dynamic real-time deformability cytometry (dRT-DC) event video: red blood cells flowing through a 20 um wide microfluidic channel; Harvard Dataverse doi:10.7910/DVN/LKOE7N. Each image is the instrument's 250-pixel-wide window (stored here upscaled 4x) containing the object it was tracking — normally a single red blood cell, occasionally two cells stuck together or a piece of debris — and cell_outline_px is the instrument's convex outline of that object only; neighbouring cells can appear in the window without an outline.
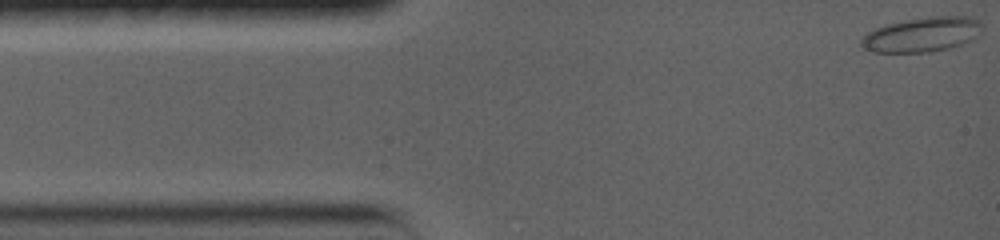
{"species": "common noctule bat (a hibernating species)", "species_latin": "Nyctalus noctula", "temperature_condition": "warm", "stored_images_in_passage": 15, "camera_frame_rate_fps": 5000, "um_per_image_px": 0.085, "animal": {"sex": "female", "body_mass_g": 19.0, "forearm_length_mm": 56.7}, "frame": {"image": 1, "passage_image": 1, "time_ms": 0.0, "image_size_px": [1000, 240], "cell_outline_px": [[980, 32], [976, 40], [964, 44], [932, 52], [872, 52], [864, 48], [860, 44], [860, 40], [868, 32], [876, 28], [888, 24], [904, 20], [932, 16], [968, 16], [980, 20]], "centroid_in_image_um": [78.42, 2.94], "position_along_channel_um": 6.6, "area_um2": 24.57}}
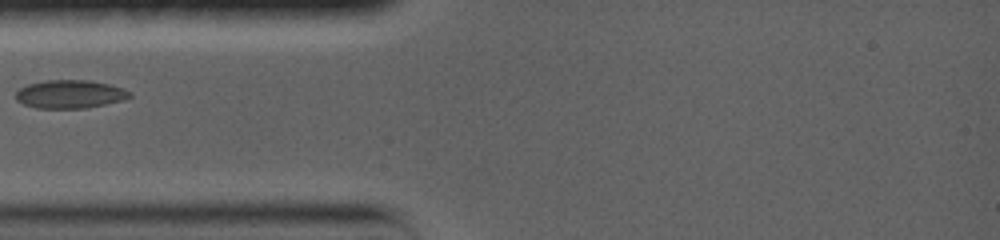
{"frame": {"image": 2, "passage_image": 15, "time_ms": 4.2, "image_size_px": [1000, 240], "cell_outline_px": [[132, 96], [124, 100], [84, 108], [36, 108], [24, 104], [16, 100], [16, 92], [20, 88], [28, 84], [44, 80], [88, 80], [108, 84], [132, 92]], "centroid_in_image_um": [5.93, 8.0], "position_along_channel_um": 79.1, "area_um2": 18.67}}